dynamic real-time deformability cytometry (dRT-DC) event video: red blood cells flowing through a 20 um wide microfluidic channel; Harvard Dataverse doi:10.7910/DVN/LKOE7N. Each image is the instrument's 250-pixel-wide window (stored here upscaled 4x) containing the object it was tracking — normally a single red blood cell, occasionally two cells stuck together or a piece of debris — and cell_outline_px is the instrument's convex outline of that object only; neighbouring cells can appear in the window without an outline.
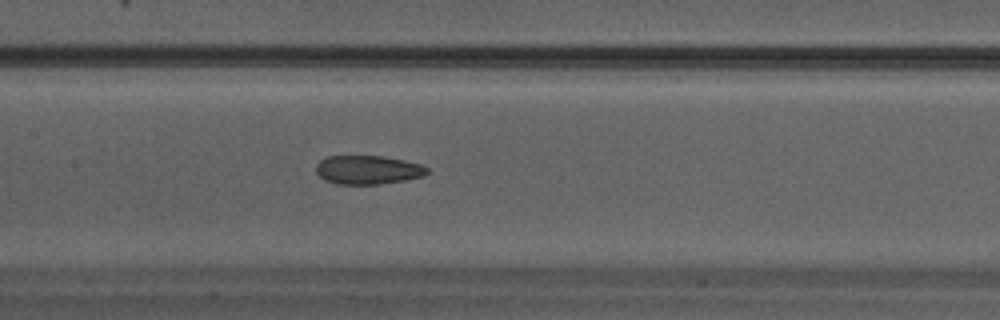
{"species": "Egyptian fruit bat (a non-hibernating species)", "species_latin": "Rousettus aegyptiacus", "temperature_condition": "warm", "stored_images_in_passage": 31, "camera_frame_rate_fps": 3000, "um_per_image_px": 0.085, "animal": {"sex": "male"}, "frame": {"image": 1, "passage_image": 14, "time_ms": 4.333, "image_size_px": [1000, 320], "cell_outline_px": [[428, 172], [424, 176], [404, 180], [380, 184], [336, 184], [324, 180], [316, 172], [316, 164], [320, 160], [328, 156], [384, 156], [404, 160], [420, 164], [428, 168]], "centroid_in_image_um": [31.26, 14.43], "position_along_channel_um": 176.1, "area_um2": 18.67}}